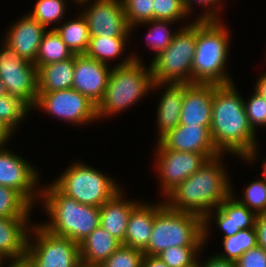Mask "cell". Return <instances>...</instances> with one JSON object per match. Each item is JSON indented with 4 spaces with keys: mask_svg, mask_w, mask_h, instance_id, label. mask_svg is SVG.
<instances>
[{
    "mask_svg": "<svg viewBox=\"0 0 266 267\" xmlns=\"http://www.w3.org/2000/svg\"><path fill=\"white\" fill-rule=\"evenodd\" d=\"M51 116H56L72 124H84L95 121L97 105L75 89L69 88L49 93H38L35 105ZM92 120V121H91Z\"/></svg>",
    "mask_w": 266,
    "mask_h": 267,
    "instance_id": "obj_11",
    "label": "cell"
},
{
    "mask_svg": "<svg viewBox=\"0 0 266 267\" xmlns=\"http://www.w3.org/2000/svg\"><path fill=\"white\" fill-rule=\"evenodd\" d=\"M145 23L153 26L148 34H146V41L147 45L155 51V56H157L167 48L177 33L176 31L171 33L167 27L170 23H174V21L153 19Z\"/></svg>",
    "mask_w": 266,
    "mask_h": 267,
    "instance_id": "obj_35",
    "label": "cell"
},
{
    "mask_svg": "<svg viewBox=\"0 0 266 267\" xmlns=\"http://www.w3.org/2000/svg\"><path fill=\"white\" fill-rule=\"evenodd\" d=\"M65 4L64 0H37L29 15L47 29L52 23H59L63 19Z\"/></svg>",
    "mask_w": 266,
    "mask_h": 267,
    "instance_id": "obj_32",
    "label": "cell"
},
{
    "mask_svg": "<svg viewBox=\"0 0 266 267\" xmlns=\"http://www.w3.org/2000/svg\"><path fill=\"white\" fill-rule=\"evenodd\" d=\"M222 244L225 252L216 255L236 262L243 253L257 246L256 229H241L235 235L223 238Z\"/></svg>",
    "mask_w": 266,
    "mask_h": 267,
    "instance_id": "obj_29",
    "label": "cell"
},
{
    "mask_svg": "<svg viewBox=\"0 0 266 267\" xmlns=\"http://www.w3.org/2000/svg\"><path fill=\"white\" fill-rule=\"evenodd\" d=\"M142 267H169L158 256L145 255Z\"/></svg>",
    "mask_w": 266,
    "mask_h": 267,
    "instance_id": "obj_44",
    "label": "cell"
},
{
    "mask_svg": "<svg viewBox=\"0 0 266 267\" xmlns=\"http://www.w3.org/2000/svg\"><path fill=\"white\" fill-rule=\"evenodd\" d=\"M222 155L208 159L195 173L173 189L166 197L167 202L165 201L171 209L194 213L203 218L204 243L208 240L212 209L219 207L232 194L233 188L223 167Z\"/></svg>",
    "mask_w": 266,
    "mask_h": 267,
    "instance_id": "obj_2",
    "label": "cell"
},
{
    "mask_svg": "<svg viewBox=\"0 0 266 267\" xmlns=\"http://www.w3.org/2000/svg\"><path fill=\"white\" fill-rule=\"evenodd\" d=\"M214 84H186L181 108V125L210 126Z\"/></svg>",
    "mask_w": 266,
    "mask_h": 267,
    "instance_id": "obj_17",
    "label": "cell"
},
{
    "mask_svg": "<svg viewBox=\"0 0 266 267\" xmlns=\"http://www.w3.org/2000/svg\"><path fill=\"white\" fill-rule=\"evenodd\" d=\"M22 19L14 23L7 35H5V43H7L19 57L25 58L27 61L35 62L42 37L46 28L37 20L26 14Z\"/></svg>",
    "mask_w": 266,
    "mask_h": 267,
    "instance_id": "obj_18",
    "label": "cell"
},
{
    "mask_svg": "<svg viewBox=\"0 0 266 267\" xmlns=\"http://www.w3.org/2000/svg\"><path fill=\"white\" fill-rule=\"evenodd\" d=\"M122 243L100 225L79 243L81 263L99 266L118 249Z\"/></svg>",
    "mask_w": 266,
    "mask_h": 267,
    "instance_id": "obj_24",
    "label": "cell"
},
{
    "mask_svg": "<svg viewBox=\"0 0 266 267\" xmlns=\"http://www.w3.org/2000/svg\"><path fill=\"white\" fill-rule=\"evenodd\" d=\"M224 200L219 207L214 209L215 220L223 231V238L235 235L241 229L255 228L257 214L241 204L238 199H234L233 193Z\"/></svg>",
    "mask_w": 266,
    "mask_h": 267,
    "instance_id": "obj_20",
    "label": "cell"
},
{
    "mask_svg": "<svg viewBox=\"0 0 266 267\" xmlns=\"http://www.w3.org/2000/svg\"><path fill=\"white\" fill-rule=\"evenodd\" d=\"M74 54L55 29L45 32L39 47L35 66L39 69L43 65L65 61L72 58Z\"/></svg>",
    "mask_w": 266,
    "mask_h": 267,
    "instance_id": "obj_27",
    "label": "cell"
},
{
    "mask_svg": "<svg viewBox=\"0 0 266 267\" xmlns=\"http://www.w3.org/2000/svg\"><path fill=\"white\" fill-rule=\"evenodd\" d=\"M84 163H72L53 184L81 204L101 207L121 189L113 179Z\"/></svg>",
    "mask_w": 266,
    "mask_h": 267,
    "instance_id": "obj_8",
    "label": "cell"
},
{
    "mask_svg": "<svg viewBox=\"0 0 266 267\" xmlns=\"http://www.w3.org/2000/svg\"><path fill=\"white\" fill-rule=\"evenodd\" d=\"M262 169H263V180L266 182V158L265 160H263V164H262Z\"/></svg>",
    "mask_w": 266,
    "mask_h": 267,
    "instance_id": "obj_49",
    "label": "cell"
},
{
    "mask_svg": "<svg viewBox=\"0 0 266 267\" xmlns=\"http://www.w3.org/2000/svg\"><path fill=\"white\" fill-rule=\"evenodd\" d=\"M29 217H0V259L22 261L26 258ZM29 225V226H27Z\"/></svg>",
    "mask_w": 266,
    "mask_h": 267,
    "instance_id": "obj_19",
    "label": "cell"
},
{
    "mask_svg": "<svg viewBox=\"0 0 266 267\" xmlns=\"http://www.w3.org/2000/svg\"><path fill=\"white\" fill-rule=\"evenodd\" d=\"M79 5H85V3L88 5L90 0H74Z\"/></svg>",
    "mask_w": 266,
    "mask_h": 267,
    "instance_id": "obj_50",
    "label": "cell"
},
{
    "mask_svg": "<svg viewBox=\"0 0 266 267\" xmlns=\"http://www.w3.org/2000/svg\"><path fill=\"white\" fill-rule=\"evenodd\" d=\"M229 30L219 20H196V47L191 68V83L228 85L226 74ZM231 79V80H230Z\"/></svg>",
    "mask_w": 266,
    "mask_h": 267,
    "instance_id": "obj_4",
    "label": "cell"
},
{
    "mask_svg": "<svg viewBox=\"0 0 266 267\" xmlns=\"http://www.w3.org/2000/svg\"><path fill=\"white\" fill-rule=\"evenodd\" d=\"M12 134L13 132L0 121V148L5 146Z\"/></svg>",
    "mask_w": 266,
    "mask_h": 267,
    "instance_id": "obj_45",
    "label": "cell"
},
{
    "mask_svg": "<svg viewBox=\"0 0 266 267\" xmlns=\"http://www.w3.org/2000/svg\"><path fill=\"white\" fill-rule=\"evenodd\" d=\"M3 261H4L3 259H0V267L3 266V265H2V264L4 263Z\"/></svg>",
    "mask_w": 266,
    "mask_h": 267,
    "instance_id": "obj_52",
    "label": "cell"
},
{
    "mask_svg": "<svg viewBox=\"0 0 266 267\" xmlns=\"http://www.w3.org/2000/svg\"><path fill=\"white\" fill-rule=\"evenodd\" d=\"M29 111L30 109L19 99L8 94L0 96V121L12 132L16 131L15 126L29 114Z\"/></svg>",
    "mask_w": 266,
    "mask_h": 267,
    "instance_id": "obj_33",
    "label": "cell"
},
{
    "mask_svg": "<svg viewBox=\"0 0 266 267\" xmlns=\"http://www.w3.org/2000/svg\"><path fill=\"white\" fill-rule=\"evenodd\" d=\"M79 267H99V266H88V265H85V264H81Z\"/></svg>",
    "mask_w": 266,
    "mask_h": 267,
    "instance_id": "obj_51",
    "label": "cell"
},
{
    "mask_svg": "<svg viewBox=\"0 0 266 267\" xmlns=\"http://www.w3.org/2000/svg\"><path fill=\"white\" fill-rule=\"evenodd\" d=\"M2 46L0 79L7 94L19 99L31 110L38 100V68L33 62L19 57L7 43H2Z\"/></svg>",
    "mask_w": 266,
    "mask_h": 267,
    "instance_id": "obj_10",
    "label": "cell"
},
{
    "mask_svg": "<svg viewBox=\"0 0 266 267\" xmlns=\"http://www.w3.org/2000/svg\"><path fill=\"white\" fill-rule=\"evenodd\" d=\"M4 95H7V92H6L4 84L2 83L0 79V96H4Z\"/></svg>",
    "mask_w": 266,
    "mask_h": 267,
    "instance_id": "obj_48",
    "label": "cell"
},
{
    "mask_svg": "<svg viewBox=\"0 0 266 267\" xmlns=\"http://www.w3.org/2000/svg\"><path fill=\"white\" fill-rule=\"evenodd\" d=\"M111 69L108 64L87 57L85 54L74 55L72 89L98 105L106 91Z\"/></svg>",
    "mask_w": 266,
    "mask_h": 267,
    "instance_id": "obj_16",
    "label": "cell"
},
{
    "mask_svg": "<svg viewBox=\"0 0 266 267\" xmlns=\"http://www.w3.org/2000/svg\"><path fill=\"white\" fill-rule=\"evenodd\" d=\"M8 267H31L26 260L14 261L8 265Z\"/></svg>",
    "mask_w": 266,
    "mask_h": 267,
    "instance_id": "obj_47",
    "label": "cell"
},
{
    "mask_svg": "<svg viewBox=\"0 0 266 267\" xmlns=\"http://www.w3.org/2000/svg\"><path fill=\"white\" fill-rule=\"evenodd\" d=\"M255 91L266 99V73H263L256 82Z\"/></svg>",
    "mask_w": 266,
    "mask_h": 267,
    "instance_id": "obj_46",
    "label": "cell"
},
{
    "mask_svg": "<svg viewBox=\"0 0 266 267\" xmlns=\"http://www.w3.org/2000/svg\"><path fill=\"white\" fill-rule=\"evenodd\" d=\"M154 19L178 21L190 15L183 0H153Z\"/></svg>",
    "mask_w": 266,
    "mask_h": 267,
    "instance_id": "obj_38",
    "label": "cell"
},
{
    "mask_svg": "<svg viewBox=\"0 0 266 267\" xmlns=\"http://www.w3.org/2000/svg\"><path fill=\"white\" fill-rule=\"evenodd\" d=\"M141 62L133 54L111 69L106 91L97 105L98 119L126 110L152 90L154 79L150 65L146 68Z\"/></svg>",
    "mask_w": 266,
    "mask_h": 267,
    "instance_id": "obj_5",
    "label": "cell"
},
{
    "mask_svg": "<svg viewBox=\"0 0 266 267\" xmlns=\"http://www.w3.org/2000/svg\"><path fill=\"white\" fill-rule=\"evenodd\" d=\"M157 149L201 153L207 159L221 154L213 143L210 126L179 124L158 141Z\"/></svg>",
    "mask_w": 266,
    "mask_h": 267,
    "instance_id": "obj_15",
    "label": "cell"
},
{
    "mask_svg": "<svg viewBox=\"0 0 266 267\" xmlns=\"http://www.w3.org/2000/svg\"><path fill=\"white\" fill-rule=\"evenodd\" d=\"M165 86V91L157 106L158 141L175 129L180 122L181 108L186 84H154L153 89Z\"/></svg>",
    "mask_w": 266,
    "mask_h": 267,
    "instance_id": "obj_21",
    "label": "cell"
},
{
    "mask_svg": "<svg viewBox=\"0 0 266 267\" xmlns=\"http://www.w3.org/2000/svg\"><path fill=\"white\" fill-rule=\"evenodd\" d=\"M196 47V20L178 29L167 48L150 63L154 84H190Z\"/></svg>",
    "mask_w": 266,
    "mask_h": 267,
    "instance_id": "obj_7",
    "label": "cell"
},
{
    "mask_svg": "<svg viewBox=\"0 0 266 267\" xmlns=\"http://www.w3.org/2000/svg\"><path fill=\"white\" fill-rule=\"evenodd\" d=\"M122 190L107 200L100 209L99 224L114 238L124 244L128 218L139 204L137 201L124 200Z\"/></svg>",
    "mask_w": 266,
    "mask_h": 267,
    "instance_id": "obj_22",
    "label": "cell"
},
{
    "mask_svg": "<svg viewBox=\"0 0 266 267\" xmlns=\"http://www.w3.org/2000/svg\"><path fill=\"white\" fill-rule=\"evenodd\" d=\"M158 204L139 203L130 213L124 246L144 251L150 241Z\"/></svg>",
    "mask_w": 266,
    "mask_h": 267,
    "instance_id": "obj_23",
    "label": "cell"
},
{
    "mask_svg": "<svg viewBox=\"0 0 266 267\" xmlns=\"http://www.w3.org/2000/svg\"><path fill=\"white\" fill-rule=\"evenodd\" d=\"M129 37L90 36L88 48L84 53L101 63L107 64L109 60L118 57L125 50V43Z\"/></svg>",
    "mask_w": 266,
    "mask_h": 267,
    "instance_id": "obj_28",
    "label": "cell"
},
{
    "mask_svg": "<svg viewBox=\"0 0 266 267\" xmlns=\"http://www.w3.org/2000/svg\"><path fill=\"white\" fill-rule=\"evenodd\" d=\"M90 36L129 37V27L122 0H95L82 12Z\"/></svg>",
    "mask_w": 266,
    "mask_h": 267,
    "instance_id": "obj_13",
    "label": "cell"
},
{
    "mask_svg": "<svg viewBox=\"0 0 266 267\" xmlns=\"http://www.w3.org/2000/svg\"><path fill=\"white\" fill-rule=\"evenodd\" d=\"M194 1L195 3L200 4V5L203 4V7L205 5L208 7V10H204L205 12H203V14H201L199 18H195L196 20H219L220 19L218 17L219 15L217 14V12H219V9H221V6H219L221 5V3L219 4V2H221L222 0H183L184 6L189 14L193 7L192 2Z\"/></svg>",
    "mask_w": 266,
    "mask_h": 267,
    "instance_id": "obj_41",
    "label": "cell"
},
{
    "mask_svg": "<svg viewBox=\"0 0 266 267\" xmlns=\"http://www.w3.org/2000/svg\"><path fill=\"white\" fill-rule=\"evenodd\" d=\"M255 229L257 232V245L266 251V212L257 214Z\"/></svg>",
    "mask_w": 266,
    "mask_h": 267,
    "instance_id": "obj_42",
    "label": "cell"
},
{
    "mask_svg": "<svg viewBox=\"0 0 266 267\" xmlns=\"http://www.w3.org/2000/svg\"><path fill=\"white\" fill-rule=\"evenodd\" d=\"M156 165L161 190L167 196L185 179L195 173L208 159L201 153L156 149ZM163 188V189H162Z\"/></svg>",
    "mask_w": 266,
    "mask_h": 267,
    "instance_id": "obj_12",
    "label": "cell"
},
{
    "mask_svg": "<svg viewBox=\"0 0 266 267\" xmlns=\"http://www.w3.org/2000/svg\"><path fill=\"white\" fill-rule=\"evenodd\" d=\"M244 197L238 201L256 214L266 212V182L261 178L251 182L243 191Z\"/></svg>",
    "mask_w": 266,
    "mask_h": 267,
    "instance_id": "obj_37",
    "label": "cell"
},
{
    "mask_svg": "<svg viewBox=\"0 0 266 267\" xmlns=\"http://www.w3.org/2000/svg\"><path fill=\"white\" fill-rule=\"evenodd\" d=\"M197 267H237V265L235 261L220 258L215 254L203 264L197 263Z\"/></svg>",
    "mask_w": 266,
    "mask_h": 267,
    "instance_id": "obj_43",
    "label": "cell"
},
{
    "mask_svg": "<svg viewBox=\"0 0 266 267\" xmlns=\"http://www.w3.org/2000/svg\"><path fill=\"white\" fill-rule=\"evenodd\" d=\"M244 108L248 118L249 125L256 131L259 126H266V99L259 95L256 91L251 95L250 99L244 100ZM257 126V127H256Z\"/></svg>",
    "mask_w": 266,
    "mask_h": 267,
    "instance_id": "obj_39",
    "label": "cell"
},
{
    "mask_svg": "<svg viewBox=\"0 0 266 267\" xmlns=\"http://www.w3.org/2000/svg\"><path fill=\"white\" fill-rule=\"evenodd\" d=\"M124 6V13L127 23L131 31L138 26V24H145V22L154 19L153 0H122Z\"/></svg>",
    "mask_w": 266,
    "mask_h": 267,
    "instance_id": "obj_34",
    "label": "cell"
},
{
    "mask_svg": "<svg viewBox=\"0 0 266 267\" xmlns=\"http://www.w3.org/2000/svg\"><path fill=\"white\" fill-rule=\"evenodd\" d=\"M237 267H266V251L258 245L243 253L236 261Z\"/></svg>",
    "mask_w": 266,
    "mask_h": 267,
    "instance_id": "obj_40",
    "label": "cell"
},
{
    "mask_svg": "<svg viewBox=\"0 0 266 267\" xmlns=\"http://www.w3.org/2000/svg\"><path fill=\"white\" fill-rule=\"evenodd\" d=\"M201 248L204 246L169 247L157 256L169 267H197V256Z\"/></svg>",
    "mask_w": 266,
    "mask_h": 267,
    "instance_id": "obj_31",
    "label": "cell"
},
{
    "mask_svg": "<svg viewBox=\"0 0 266 267\" xmlns=\"http://www.w3.org/2000/svg\"><path fill=\"white\" fill-rule=\"evenodd\" d=\"M32 230L35 238L28 236L25 258L31 267H79L82 264L78 243L49 233L40 223L32 226Z\"/></svg>",
    "mask_w": 266,
    "mask_h": 267,
    "instance_id": "obj_9",
    "label": "cell"
},
{
    "mask_svg": "<svg viewBox=\"0 0 266 267\" xmlns=\"http://www.w3.org/2000/svg\"><path fill=\"white\" fill-rule=\"evenodd\" d=\"M74 56L65 61L43 65L38 69V93L72 88Z\"/></svg>",
    "mask_w": 266,
    "mask_h": 267,
    "instance_id": "obj_25",
    "label": "cell"
},
{
    "mask_svg": "<svg viewBox=\"0 0 266 267\" xmlns=\"http://www.w3.org/2000/svg\"><path fill=\"white\" fill-rule=\"evenodd\" d=\"M234 85L214 84L211 137L221 154L226 151L252 163L258 153L256 133L249 125L244 99Z\"/></svg>",
    "mask_w": 266,
    "mask_h": 267,
    "instance_id": "obj_1",
    "label": "cell"
},
{
    "mask_svg": "<svg viewBox=\"0 0 266 267\" xmlns=\"http://www.w3.org/2000/svg\"><path fill=\"white\" fill-rule=\"evenodd\" d=\"M203 218L197 214L171 209L165 202L158 204L151 238L145 255L157 256L169 247L202 246Z\"/></svg>",
    "mask_w": 266,
    "mask_h": 267,
    "instance_id": "obj_6",
    "label": "cell"
},
{
    "mask_svg": "<svg viewBox=\"0 0 266 267\" xmlns=\"http://www.w3.org/2000/svg\"><path fill=\"white\" fill-rule=\"evenodd\" d=\"M78 17L76 20L71 19V21H66L64 24L61 23L60 26L53 28L74 55L84 54L90 41L87 20L82 13Z\"/></svg>",
    "mask_w": 266,
    "mask_h": 267,
    "instance_id": "obj_26",
    "label": "cell"
},
{
    "mask_svg": "<svg viewBox=\"0 0 266 267\" xmlns=\"http://www.w3.org/2000/svg\"><path fill=\"white\" fill-rule=\"evenodd\" d=\"M39 173L28 161L11 151L0 148V185L11 187L20 192L32 205L35 198L41 197L38 181ZM36 192V193H35ZM38 193V194H37Z\"/></svg>",
    "mask_w": 266,
    "mask_h": 267,
    "instance_id": "obj_14",
    "label": "cell"
},
{
    "mask_svg": "<svg viewBox=\"0 0 266 267\" xmlns=\"http://www.w3.org/2000/svg\"><path fill=\"white\" fill-rule=\"evenodd\" d=\"M32 207L16 189L0 185V217H29Z\"/></svg>",
    "mask_w": 266,
    "mask_h": 267,
    "instance_id": "obj_30",
    "label": "cell"
},
{
    "mask_svg": "<svg viewBox=\"0 0 266 267\" xmlns=\"http://www.w3.org/2000/svg\"><path fill=\"white\" fill-rule=\"evenodd\" d=\"M144 252L121 245L99 267H142Z\"/></svg>",
    "mask_w": 266,
    "mask_h": 267,
    "instance_id": "obj_36",
    "label": "cell"
},
{
    "mask_svg": "<svg viewBox=\"0 0 266 267\" xmlns=\"http://www.w3.org/2000/svg\"><path fill=\"white\" fill-rule=\"evenodd\" d=\"M40 192L50 219L41 226L49 233L79 244L100 225L99 207L79 203L62 193L53 183L41 188Z\"/></svg>",
    "mask_w": 266,
    "mask_h": 267,
    "instance_id": "obj_3",
    "label": "cell"
}]
</instances>
